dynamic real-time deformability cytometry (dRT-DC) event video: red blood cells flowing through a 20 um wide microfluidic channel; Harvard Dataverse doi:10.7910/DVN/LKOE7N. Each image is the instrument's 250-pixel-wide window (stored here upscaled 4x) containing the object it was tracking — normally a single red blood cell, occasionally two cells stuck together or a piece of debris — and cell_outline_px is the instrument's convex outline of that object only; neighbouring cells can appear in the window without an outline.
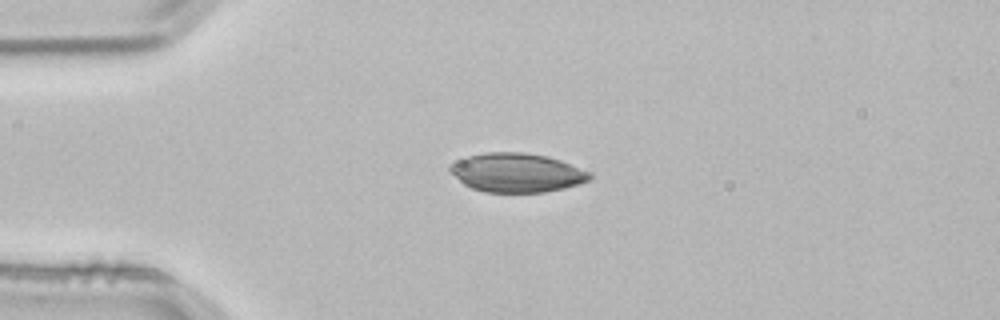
{"species": "common noctule bat (a hibernating species)", "species_latin": "Nyctalus noctula", "temperature_condition": "room temperature", "stored_images_in_passage": 4, "camera_frame_rate_fps": 3000, "um_per_image_px": 0.085, "animal": {"sex": "male", "body_mass_g": 21.5, "forearm_length_mm": 52.0}, "frame": {"image": 1, "passage_image": 4, "time_ms": 1.0, "image_size_px": [1000, 320], "cell_outline_px": [[592, 180], [580, 184], [564, 188], [544, 192], [484, 192], [472, 188], [464, 184], [448, 172], [448, 168], [452, 164], [468, 156], [488, 152], [520, 152], [548, 156], [560, 160], [588, 172], [592, 176]], "centroid_in_image_um": [43.92, 14.68], "position_along_channel_um": 41.1, "area_um2": 31.62}}